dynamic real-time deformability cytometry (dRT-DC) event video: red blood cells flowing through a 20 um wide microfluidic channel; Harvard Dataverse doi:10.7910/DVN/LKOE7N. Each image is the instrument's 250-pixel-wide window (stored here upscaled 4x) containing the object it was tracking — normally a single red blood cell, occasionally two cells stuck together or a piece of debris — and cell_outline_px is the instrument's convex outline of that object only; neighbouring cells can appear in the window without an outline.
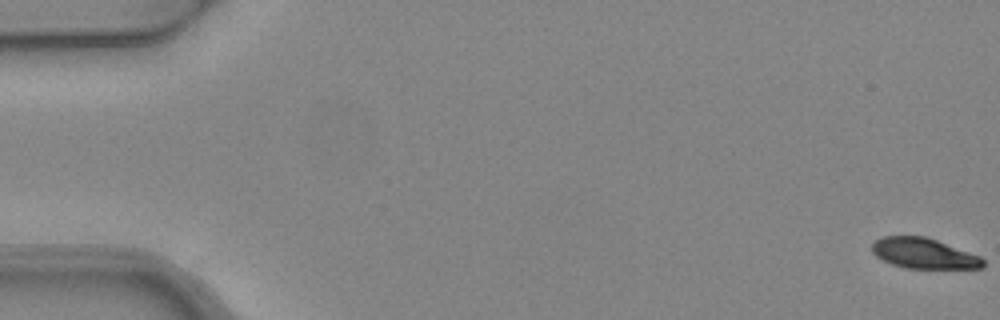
{"species": "common noctule bat (a hibernating species)", "species_latin": "Nyctalus noctula", "temperature_condition": "warm", "stored_images_in_passage": 7, "camera_frame_rate_fps": 3000, "um_per_image_px": 0.085, "animal": {"sex": "female", "body_mass_g": 24.6, "forearm_length_mm": 56.2}, "frame": {"image": 1, "passage_image": 1, "time_ms": 0.0, "image_size_px": [1000, 320], "cell_outline_px": [[984, 268], [904, 268], [892, 264], [876, 256], [872, 252], [872, 244], [876, 240], [884, 236], [924, 236], [936, 240], [980, 256], [984, 260]], "centroid_in_image_um": [78.51, 21.54], "position_along_channel_um": 6.5, "area_um2": 19.48}}
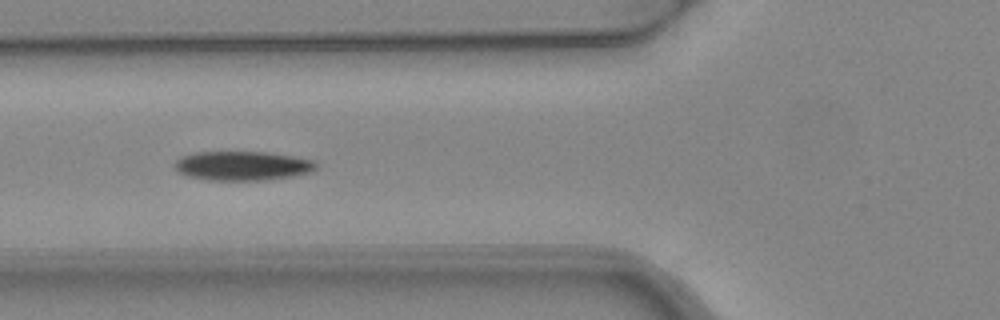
{"frame": {"image": 2, "passage_image": 6, "time_ms": 1.667, "image_size_px": [1000, 320], "cell_outline_px": [[316, 168], [312, 172], [292, 176], [264, 180], [208, 180], [184, 176], [176, 168], [176, 160], [184, 156], [196, 152], [264, 152], [292, 156], [312, 160], [316, 164]], "centroid_in_image_um": [20.61, 14.1], "position_along_channel_um": 105.2, "area_um2": 23.87}}
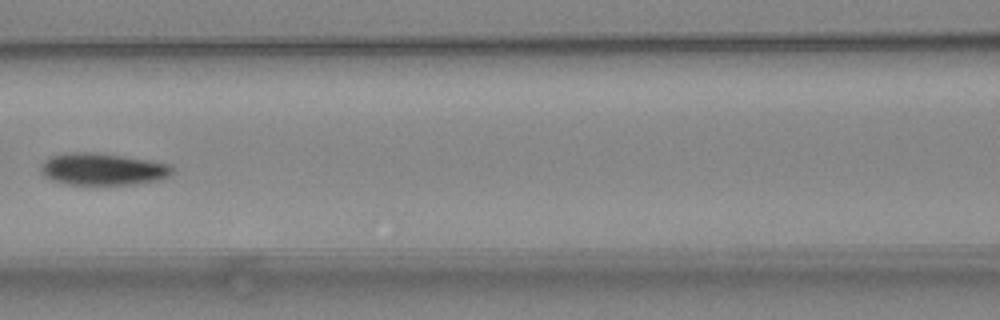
{"frame": {"image": 3, "passage_image": 7, "time_ms": 2.0, "image_size_px": [1000, 320], "cell_outline_px": [[172, 172], [168, 176], [160, 180], [132, 184], [64, 184], [52, 180], [44, 176], [40, 172], [40, 164], [48, 156], [68, 152], [96, 152], [152, 160], [168, 164], [172, 168]], "centroid_in_image_um": [8.67, 14.36], "position_along_channel_um": 157.9, "area_um2": 24.74}}